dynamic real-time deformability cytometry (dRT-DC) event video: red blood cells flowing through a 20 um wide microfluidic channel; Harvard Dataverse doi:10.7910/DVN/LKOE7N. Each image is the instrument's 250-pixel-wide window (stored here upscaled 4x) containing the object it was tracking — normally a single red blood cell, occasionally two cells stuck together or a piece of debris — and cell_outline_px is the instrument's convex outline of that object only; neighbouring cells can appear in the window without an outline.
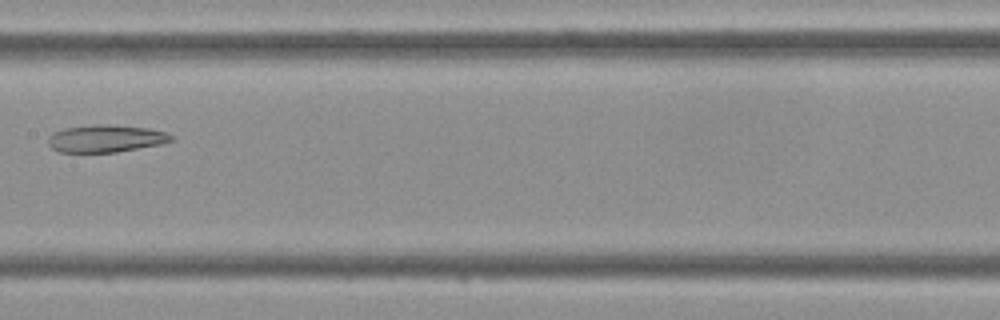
{"species": "Egyptian fruit bat (a non-hibernating species)", "species_latin": "Rousettus aegyptiacus", "temperature_condition": "cold", "stored_images_in_passage": 8, "camera_frame_rate_fps": 3000, "um_per_image_px": 0.085, "frame": {"image": 1, "passage_image": 8, "time_ms": 2.333, "image_size_px": [1000, 320], "cell_outline_px": [[176, 140], [160, 144], [116, 152], [60, 152], [52, 148], [48, 144], [48, 136], [52, 132], [64, 128], [96, 124], [108, 124], [148, 128], [164, 132], [172, 136]], "centroid_in_image_um": [8.96, 11.77], "position_along_channel_um": 198.4, "area_um2": 19.65}}